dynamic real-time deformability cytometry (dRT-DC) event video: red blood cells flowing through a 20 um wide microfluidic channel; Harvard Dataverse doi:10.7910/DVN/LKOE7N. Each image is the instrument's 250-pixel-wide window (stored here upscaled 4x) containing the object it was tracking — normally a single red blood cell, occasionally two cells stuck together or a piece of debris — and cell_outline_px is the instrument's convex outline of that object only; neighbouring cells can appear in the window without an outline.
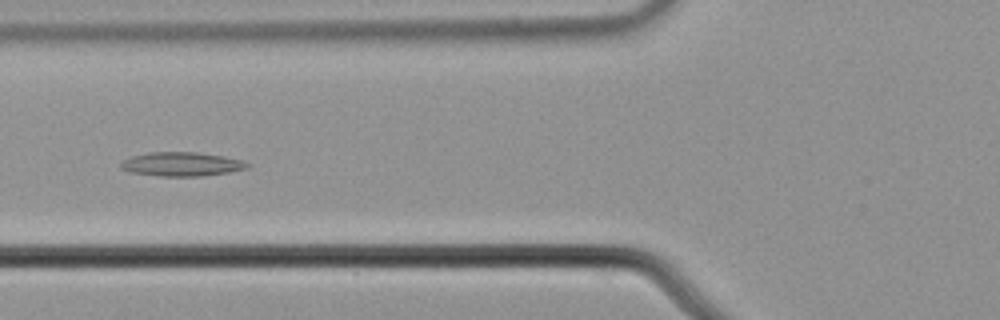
{"species": "common noctule bat (a hibernating species)", "species_latin": "Nyctalus noctula", "temperature_condition": "cold", "stored_images_in_passage": 7, "camera_frame_rate_fps": 3000, "um_per_image_px": 0.085, "animal": {"sex": "male", "body_mass_g": 21.5, "forearm_length_mm": 52.0}, "frame": {"image": 1, "passage_image": 7, "time_ms": 2.0, "image_size_px": [1000, 320], "cell_outline_px": [[252, 164], [248, 168], [228, 172], [200, 176], [160, 176], [132, 172], [120, 168], [120, 164], [124, 160], [132, 156], [148, 152], [196, 152], [224, 156], [240, 160]], "centroid_in_image_um": [15.45, 13.95], "position_along_channel_um": 110.4, "area_um2": 17.57}}